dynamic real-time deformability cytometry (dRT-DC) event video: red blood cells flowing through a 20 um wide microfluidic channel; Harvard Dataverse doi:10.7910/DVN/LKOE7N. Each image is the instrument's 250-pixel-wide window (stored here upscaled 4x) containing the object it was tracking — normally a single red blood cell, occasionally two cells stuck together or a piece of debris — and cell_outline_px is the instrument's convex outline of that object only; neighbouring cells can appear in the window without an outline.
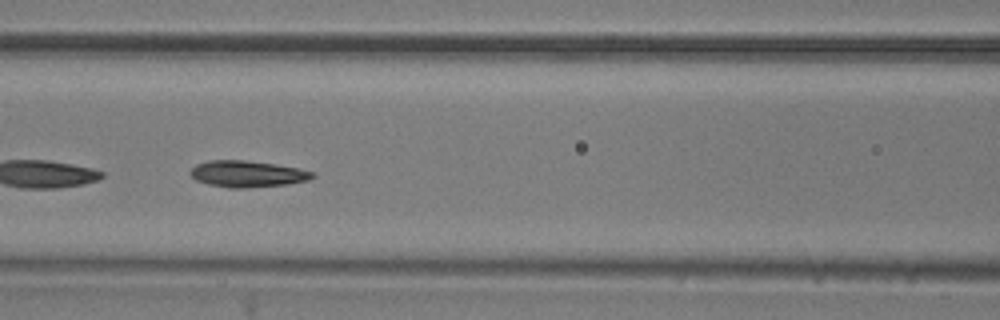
{"species": "common noctule bat (a hibernating species)", "species_latin": "Nyctalus noctula", "temperature_condition": "room temperature", "stored_images_in_passage": 43, "camera_frame_rate_fps": 3000, "um_per_image_px": 0.085, "animal": {"sex": "male", "body_mass_g": 20.5, "forearm_length_mm": 52.5}, "frame": {"image": 1, "passage_image": 19, "time_ms": 6.0, "image_size_px": [1000, 320], "cell_outline_px": [[316, 176], [308, 180], [288, 184], [248, 188], [228, 188], [208, 184], [196, 180], [188, 172], [196, 164], [208, 160], [244, 160], [276, 164], [296, 168], [312, 172]], "centroid_in_image_um": [20.99, 14.78], "position_along_channel_um": 145.6, "area_um2": 18.84}, "authors_computed_cell_mechanics": {"area_um2": 18.5538, "velocity_mm_per_s": 3.7455, "shape_relaxation_time_tau1_ms": 2.6444, "shape_relaxation_time_tau2_ms": 5.5951, "deformation_change_tau1": 0.119, "deformation_change_tau2": 0.0681}}